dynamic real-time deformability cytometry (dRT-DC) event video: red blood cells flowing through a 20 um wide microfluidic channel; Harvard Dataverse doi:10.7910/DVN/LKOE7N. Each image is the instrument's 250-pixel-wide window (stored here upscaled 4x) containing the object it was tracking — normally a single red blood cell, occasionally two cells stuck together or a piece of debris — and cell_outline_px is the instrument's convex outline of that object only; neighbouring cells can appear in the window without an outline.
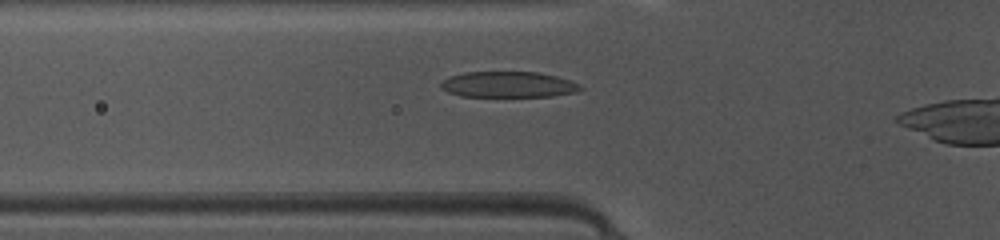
{"species": "common noctule bat (a hibernating species)", "species_latin": "Nyctalus noctula", "temperature_condition": "warm", "stored_images_in_passage": 30, "camera_frame_rate_fps": 3000, "um_per_image_px": 0.085, "animal": {"sex": "female", "body_mass_g": 10.0, "forearm_length_mm": 53.1}, "frame": {"image": 1, "passage_image": 7, "time_ms": 2.0, "image_size_px": [1000, 240], "cell_outline_px": [[584, 88], [580, 92], [552, 96], [460, 96], [448, 92], [440, 88], [440, 84], [448, 76], [464, 72], [536, 72], [556, 76], [580, 84]], "centroid_in_image_um": [43.21, 7.18], "position_along_channel_um": 82.6, "area_um2": 21.1}}
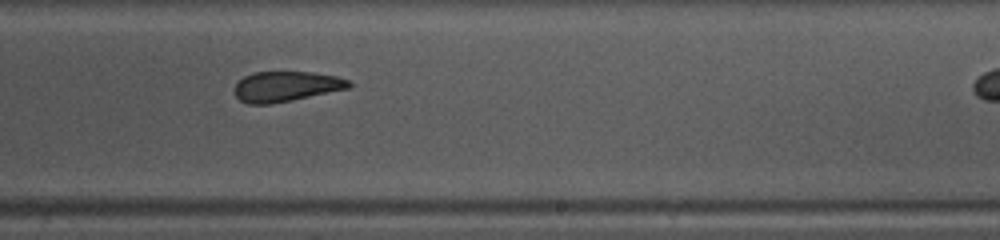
{"frame": {"image": 2, "passage_image": 20, "time_ms": 6.333, "image_size_px": [1000, 240], "cell_outline_px": [[352, 84], [348, 88], [268, 104], [248, 104], [240, 100], [236, 96], [236, 84], [244, 76], [256, 72], [312, 72], [336, 76], [348, 80]], "centroid_in_image_um": [24.3, 7.33], "position_along_channel_um": 264.7, "area_um2": 19.59}}
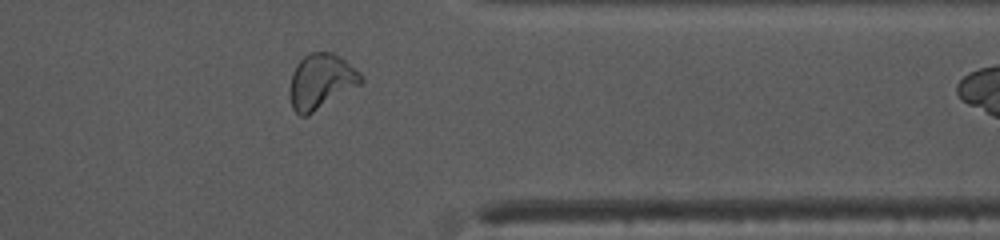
{"frame": {"image": 3, "passage_image": 29, "time_ms": 9.333, "image_size_px": [1000, 240], "cell_outline_px": [[364, 80], [360, 84], [308, 116], [300, 116], [292, 108], [292, 72], [296, 64], [308, 52], [332, 52], [344, 60], [360, 72], [364, 76]], "centroid_in_image_um": [27.31, 6.91], "position_along_channel_um": 384.1, "area_um2": 22.48}}